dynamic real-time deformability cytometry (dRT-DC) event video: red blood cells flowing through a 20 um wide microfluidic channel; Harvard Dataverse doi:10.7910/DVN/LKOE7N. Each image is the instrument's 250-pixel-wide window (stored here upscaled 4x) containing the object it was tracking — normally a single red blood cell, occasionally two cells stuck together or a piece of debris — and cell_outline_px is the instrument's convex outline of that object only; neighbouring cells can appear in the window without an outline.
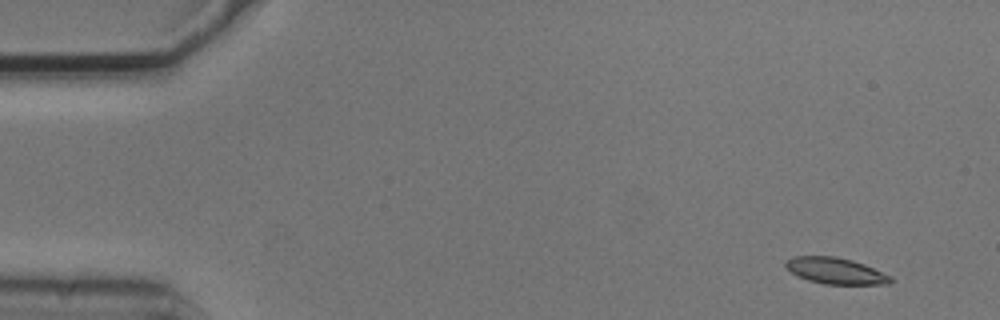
{"species": "common noctule bat (a hibernating species)", "species_latin": "Nyctalus noctula", "temperature_condition": "cold", "stored_images_in_passage": 7, "camera_frame_rate_fps": 3000, "um_per_image_px": 0.085, "animal": {"sex": "male", "body_mass_g": 20.5, "forearm_length_mm": 52.5}, "frame": {"image": 1, "passage_image": 1, "time_ms": 0.0, "image_size_px": [1000, 320], "cell_outline_px": [[896, 280], [888, 284], [824, 284], [808, 280], [784, 268], [784, 264], [792, 256], [836, 256], [852, 260], [864, 264], [892, 276]], "centroid_in_image_um": [71.05, 23.02], "position_along_channel_um": 13.9, "area_um2": 16.13}}
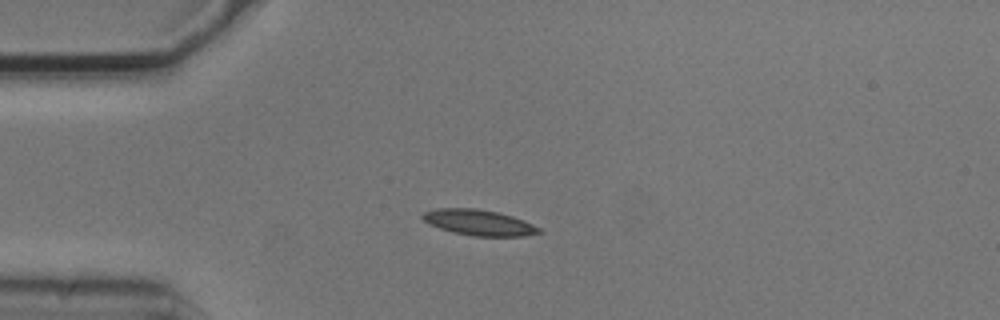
{"frame": {"image": 2, "passage_image": 4, "time_ms": 1.0, "image_size_px": [1000, 320], "cell_outline_px": [[544, 232], [524, 236], [472, 236], [452, 232], [428, 224], [420, 216], [424, 212], [436, 208], [476, 208], [496, 212], [512, 216], [532, 224], [540, 228]], "centroid_in_image_um": [40.69, 18.92], "position_along_channel_um": 44.3, "area_um2": 17.46}}